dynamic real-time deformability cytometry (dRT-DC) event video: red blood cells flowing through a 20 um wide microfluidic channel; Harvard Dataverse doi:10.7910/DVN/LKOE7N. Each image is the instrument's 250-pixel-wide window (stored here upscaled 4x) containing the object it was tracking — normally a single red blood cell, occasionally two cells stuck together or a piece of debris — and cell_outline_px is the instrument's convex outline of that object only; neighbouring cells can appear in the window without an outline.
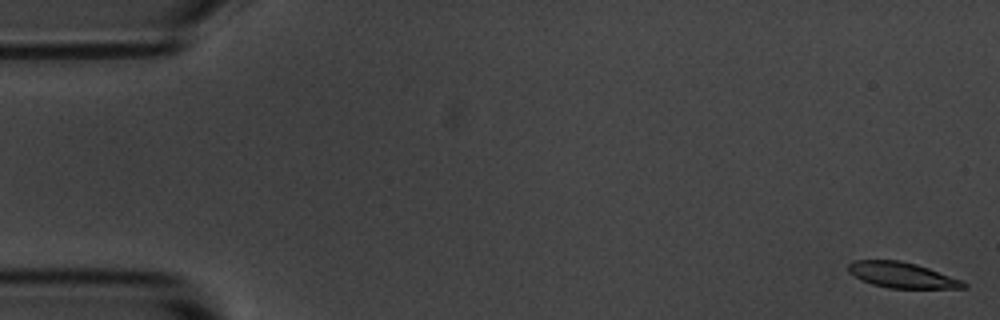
{"species": "common noctule bat (a hibernating species)", "species_latin": "Nyctalus noctula", "temperature_condition": "room temperature", "stored_images_in_passage": 56, "camera_frame_rate_fps": 3000, "um_per_image_px": 0.085, "animal": {"sex": "male", "body_mass_g": 20.1, "forearm_length_mm": 53.5}, "frame": {"image": 1, "passage_image": 1, "time_ms": 0.0, "image_size_px": [1000, 320], "cell_outline_px": [[968, 288], [888, 288], [872, 284], [860, 280], [848, 272], [848, 264], [852, 260], [900, 260], [916, 264], [928, 268], [960, 280], [968, 284]], "centroid_in_image_um": [76.62, 23.38], "position_along_channel_um": 8.4, "area_um2": 17.17}}
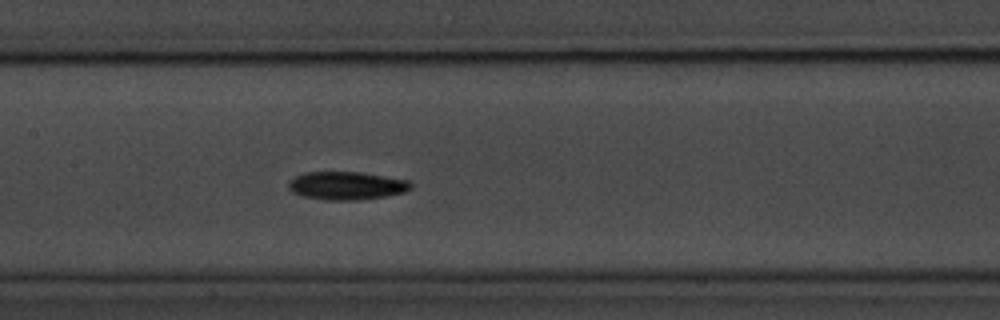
{"frame": {"image": 2, "passage_image": 26, "time_ms": 8.333, "image_size_px": [1000, 320], "cell_outline_px": [[412, 188], [404, 192], [384, 196], [356, 200], [324, 200], [304, 196], [292, 192], [288, 188], [288, 180], [304, 172], [360, 172], [408, 180], [412, 184]], "centroid_in_image_um": [29.43, 15.78], "position_along_channel_um": 178.0, "area_um2": 20.0}}
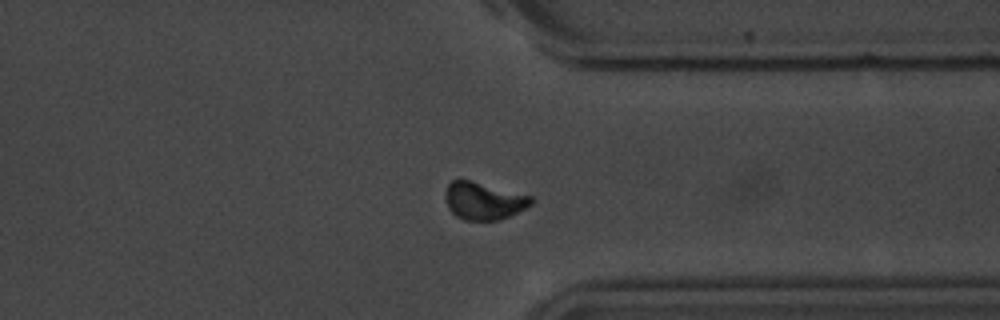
{"frame": {"image": 3, "passage_image": 42, "time_ms": 13.667, "image_size_px": [1000, 320], "cell_outline_px": [[536, 200], [532, 204], [500, 220], [464, 220], [456, 216], [448, 208], [444, 196], [444, 192], [448, 184], [452, 180], [468, 180], [532, 196]], "centroid_in_image_um": [41.09, 17.08], "position_along_channel_um": 370.3, "area_um2": 18.61}, "authors_computed_cell_mechanics": {"area_um2": 18.5538, "velocity_mm_per_s": 3.6431, "shape_relaxation_time_tau1_ms": 2.569, "shape_relaxation_time_tau2_ms": null, "deformation_change_tau1": 0.1429, "deformation_change_tau2": null}}